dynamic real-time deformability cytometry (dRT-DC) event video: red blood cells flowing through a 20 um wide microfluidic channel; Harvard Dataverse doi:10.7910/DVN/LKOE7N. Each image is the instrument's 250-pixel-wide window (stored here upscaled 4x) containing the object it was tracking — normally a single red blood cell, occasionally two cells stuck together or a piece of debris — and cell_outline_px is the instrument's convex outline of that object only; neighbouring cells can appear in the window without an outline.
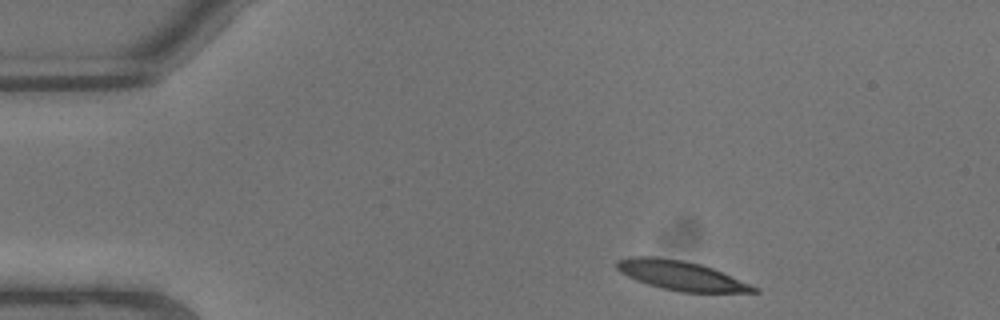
{"species": "common noctule bat (a hibernating species)", "species_latin": "Nyctalus noctula", "temperature_condition": "warm", "stored_images_in_passage": 5, "camera_frame_rate_fps": 3000, "um_per_image_px": 0.085, "animal": {"sex": "male", "body_mass_g": 13.3}, "frame": {"image": 1, "passage_image": 1, "time_ms": 0.0, "image_size_px": [1000, 320], "cell_outline_px": [[760, 292], [680, 292], [648, 284], [636, 280], [620, 272], [616, 268], [616, 260], [628, 256], [656, 256], [680, 260], [700, 264], [712, 268], [760, 288]], "centroid_in_image_um": [57.86, 23.41], "position_along_channel_um": 27.1, "area_um2": 23.29}}
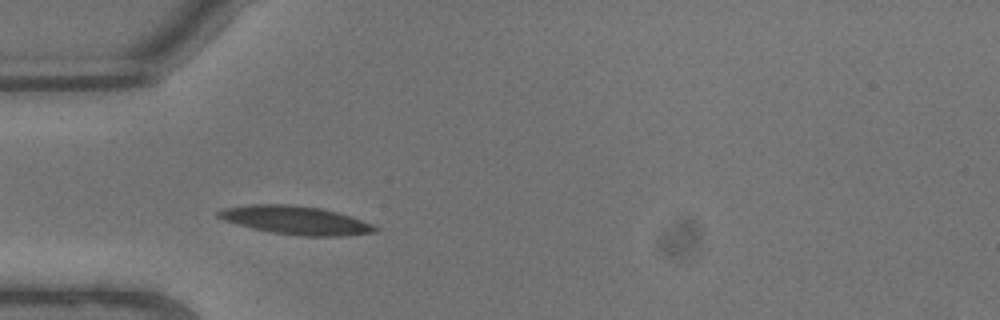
{"frame": {"image": 2, "passage_image": 4, "time_ms": 1.0, "image_size_px": [1000, 320], "cell_outline_px": [[380, 228], [376, 232], [348, 236], [300, 236], [268, 232], [236, 224], [224, 220], [216, 216], [216, 212], [224, 208], [252, 204], [292, 204], [320, 208], [336, 212], [372, 224]], "centroid_in_image_um": [25.12, 18.73], "position_along_channel_um": 59.9, "area_um2": 26.01}}